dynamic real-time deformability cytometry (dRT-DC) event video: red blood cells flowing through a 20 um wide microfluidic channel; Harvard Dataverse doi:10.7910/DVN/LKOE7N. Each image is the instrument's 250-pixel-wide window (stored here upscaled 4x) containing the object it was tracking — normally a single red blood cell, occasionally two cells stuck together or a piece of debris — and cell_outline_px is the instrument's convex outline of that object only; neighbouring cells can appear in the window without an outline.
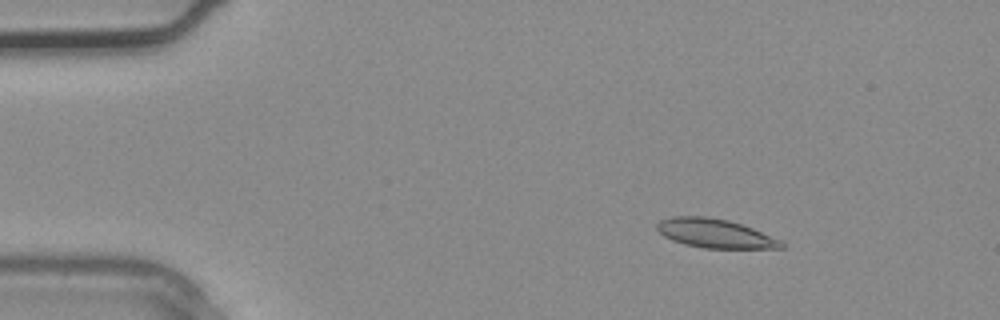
{"species": "common noctule bat (a hibernating species)", "species_latin": "Nyctalus noctula", "temperature_condition": "warm", "stored_images_in_passage": 4, "camera_frame_rate_fps": 3000, "um_per_image_px": 0.085, "animal": {"sex": "male", "body_mass_g": 20.4}, "frame": {"image": 1, "passage_image": 2, "time_ms": 0.333, "image_size_px": [1000, 320], "cell_outline_px": [[784, 248], [704, 248], [684, 244], [672, 240], [664, 236], [656, 228], [656, 224], [660, 220], [672, 216], [708, 216], [728, 220], [752, 228], [780, 240], [784, 244]], "centroid_in_image_um": [60.74, 19.83], "position_along_channel_um": 24.3, "area_um2": 20.87}}